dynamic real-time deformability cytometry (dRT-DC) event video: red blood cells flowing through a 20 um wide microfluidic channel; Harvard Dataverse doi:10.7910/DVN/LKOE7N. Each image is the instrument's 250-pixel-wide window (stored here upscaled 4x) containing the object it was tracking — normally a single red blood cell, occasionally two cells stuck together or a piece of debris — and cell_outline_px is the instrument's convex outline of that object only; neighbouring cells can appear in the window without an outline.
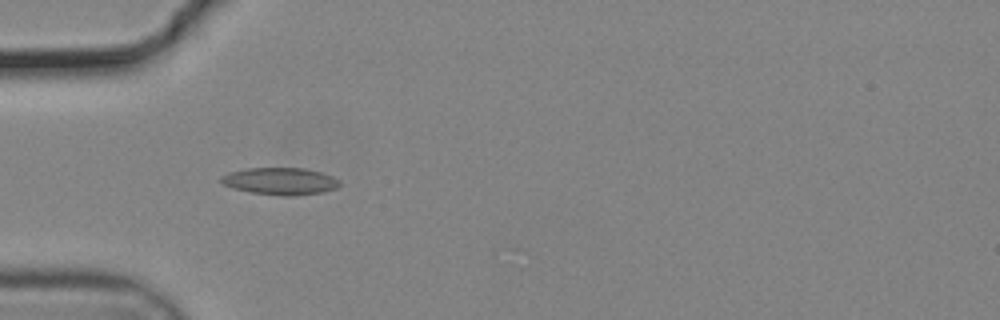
{"species": "common noctule bat (a hibernating species)", "species_latin": "Nyctalus noctula", "temperature_condition": "cold", "stored_images_in_passage": 45, "camera_frame_rate_fps": 3000, "um_per_image_px": 0.085, "animal": {"sex": "male", "body_mass_g": 19.2, "forearm_length_mm": 51.8}, "frame": {"image": 1, "passage_image": 7, "time_ms": 2.0, "image_size_px": [1000, 320], "cell_outline_px": [[340, 184], [336, 188], [324, 192], [288, 196], [280, 196], [252, 192], [232, 188], [224, 184], [220, 180], [220, 176], [228, 172], [248, 168], [304, 168], [320, 172], [332, 176], [340, 180]], "centroid_in_image_um": [23.81, 15.4], "position_along_channel_um": 61.2, "area_um2": 18.73}}
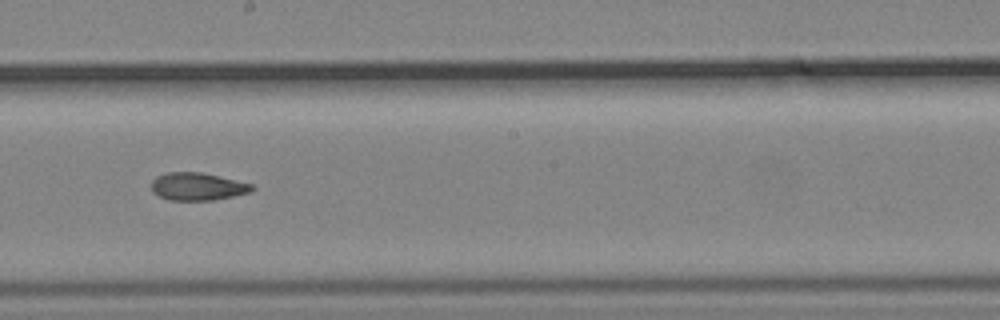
{"frame": {"image": 2, "passage_image": 21, "time_ms": 6.667, "image_size_px": [1000, 320], "cell_outline_px": [[256, 188], [248, 192], [232, 196], [212, 200], [168, 200], [152, 192], [152, 180], [156, 176], [168, 172], [200, 172], [220, 176], [252, 184]], "centroid_in_image_um": [16.77, 15.85], "position_along_channel_um": 231.4, "area_um2": 16.13}}
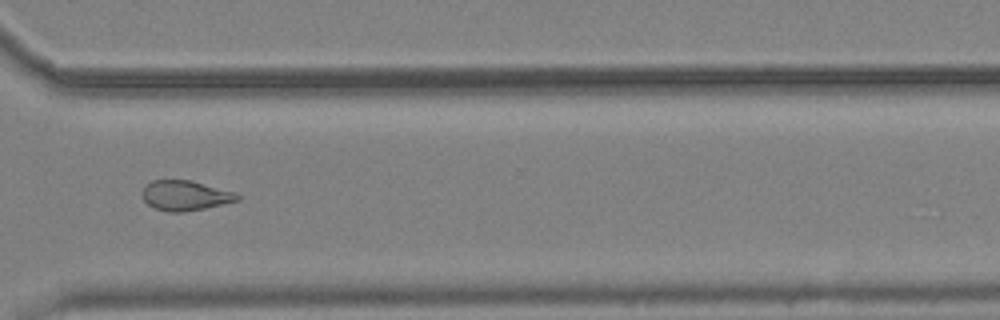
{"frame": {"image": 3, "passage_image": 31, "time_ms": 10.0, "image_size_px": [1000, 320], "cell_outline_px": [[240, 200], [224, 204], [184, 212], [168, 212], [156, 208], [148, 204], [144, 200], [144, 184], [152, 180], [192, 180], [236, 192], [240, 196]], "centroid_in_image_um": [15.78, 16.61], "position_along_channel_um": 354.8, "area_um2": 16.65}, "authors_computed_cell_mechanics": {"area_um2": 17.2822, "velocity_mm_per_s": 3.7115, "shape_relaxation_time_tau1_ms": null, "shape_relaxation_time_tau2_ms": 5.1464, "deformation_change_tau1": null, "deformation_change_tau2": 0.1179}}